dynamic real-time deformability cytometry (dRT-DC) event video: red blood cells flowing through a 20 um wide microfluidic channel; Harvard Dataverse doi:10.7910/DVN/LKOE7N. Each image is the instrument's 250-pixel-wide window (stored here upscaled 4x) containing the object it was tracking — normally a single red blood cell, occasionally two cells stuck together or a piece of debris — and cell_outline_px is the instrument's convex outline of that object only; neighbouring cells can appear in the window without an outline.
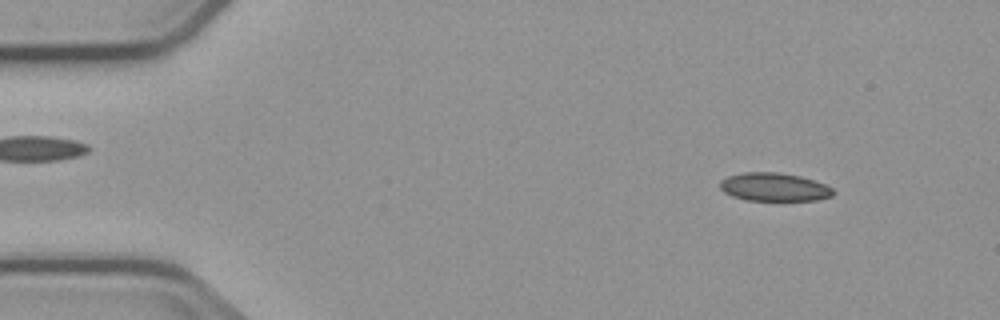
{"species": "common noctule bat (a hibernating species)", "species_latin": "Nyctalus noctula", "temperature_condition": "cold", "stored_images_in_passage": 4, "camera_frame_rate_fps": 3000, "um_per_image_px": 0.085, "animal": {"sex": "male", "body_mass_g": 23.1, "forearm_length_mm": 52.7}, "frame": {"image": 1, "passage_image": 1, "time_ms": 0.0, "image_size_px": [1000, 320], "cell_outline_px": [[836, 192], [832, 196], [816, 200], [744, 200], [732, 196], [724, 192], [720, 188], [720, 180], [728, 176], [744, 172], [776, 172], [800, 176], [824, 184], [832, 188]], "centroid_in_image_um": [65.79, 15.9], "position_along_channel_um": 19.2, "area_um2": 18.61}}
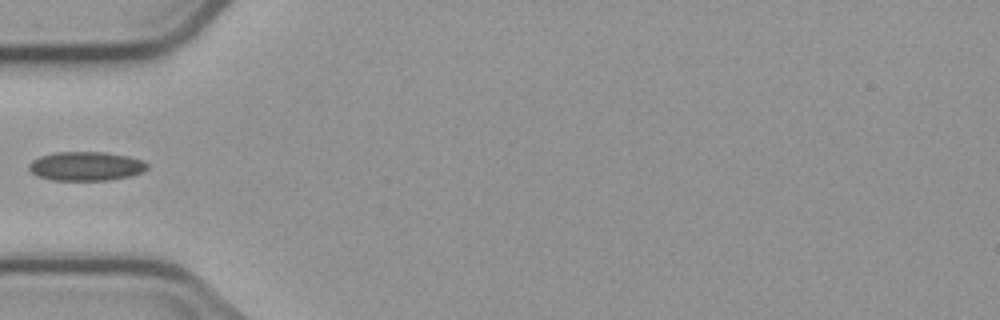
{"frame": {"image": 2, "passage_image": 4, "time_ms": 4.0, "image_size_px": [1000, 320], "cell_outline_px": [[148, 168], [144, 172], [128, 176], [108, 180], [52, 180], [36, 176], [28, 168], [28, 164], [32, 160], [40, 156], [56, 152], [104, 152], [128, 156], [140, 160], [148, 164]], "centroid_in_image_um": [7.28, 14.12], "position_along_channel_um": 77.7, "area_um2": 20.0}}